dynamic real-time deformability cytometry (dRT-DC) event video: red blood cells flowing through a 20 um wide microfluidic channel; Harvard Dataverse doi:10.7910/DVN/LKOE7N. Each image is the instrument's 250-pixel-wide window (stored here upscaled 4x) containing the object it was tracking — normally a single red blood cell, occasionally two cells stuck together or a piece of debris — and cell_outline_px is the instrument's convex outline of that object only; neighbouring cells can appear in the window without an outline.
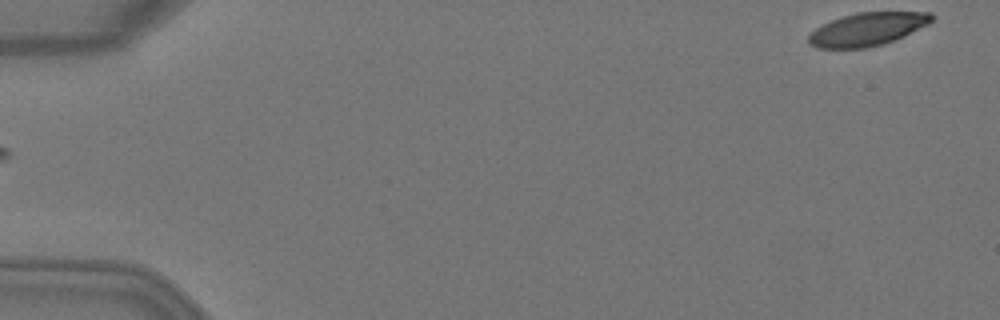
{"species": "Egyptian fruit bat (a non-hibernating species)", "species_latin": "Rousettus aegyptiacus", "temperature_condition": "warm", "stored_images_in_passage": 5, "camera_frame_rate_fps": 3000, "um_per_image_px": 0.085, "animal": {"sex": "female"}, "frame": {"image": 1, "passage_image": 5, "time_ms": 1.333, "image_size_px": [1000, 320], "cell_outline_px": [[936, 16], [928, 24], [896, 40], [884, 44], [864, 48], [816, 48], [808, 44], [808, 36], [816, 28], [832, 20], [856, 12], [932, 12]], "centroid_in_image_um": [73.75, 2.48], "position_along_channel_um": 11.2, "area_um2": 23.76}}